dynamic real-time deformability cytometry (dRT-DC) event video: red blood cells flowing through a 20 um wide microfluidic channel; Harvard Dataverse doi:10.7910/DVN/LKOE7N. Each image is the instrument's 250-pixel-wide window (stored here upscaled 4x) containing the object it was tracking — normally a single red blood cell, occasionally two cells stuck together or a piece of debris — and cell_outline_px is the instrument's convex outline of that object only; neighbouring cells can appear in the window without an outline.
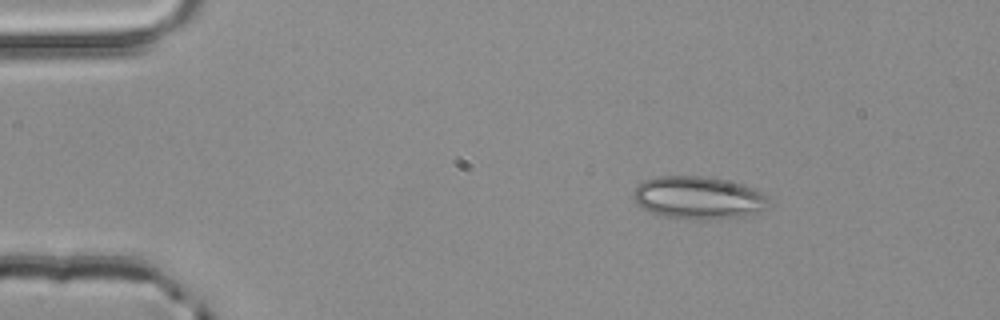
{"species": "common noctule bat (a hibernating species)", "species_latin": "Nyctalus noctula", "temperature_condition": "room temperature", "stored_images_in_passage": 4, "camera_frame_rate_fps": 3000, "um_per_image_px": 0.085, "animal": {"sex": "male", "body_mass_g": 20.4}, "frame": {"image": 1, "passage_image": 2, "time_ms": 0.333, "image_size_px": [1000, 320], "cell_outline_px": [[768, 200], [764, 208], [760, 212], [744, 216], [684, 220], [664, 216], [652, 212], [636, 204], [632, 196], [632, 192], [644, 180], [660, 176], [700, 176], [740, 184], [752, 188], [760, 192]], "centroid_in_image_um": [59.29, 16.82], "position_along_channel_um": 25.7, "area_um2": 33.06}}